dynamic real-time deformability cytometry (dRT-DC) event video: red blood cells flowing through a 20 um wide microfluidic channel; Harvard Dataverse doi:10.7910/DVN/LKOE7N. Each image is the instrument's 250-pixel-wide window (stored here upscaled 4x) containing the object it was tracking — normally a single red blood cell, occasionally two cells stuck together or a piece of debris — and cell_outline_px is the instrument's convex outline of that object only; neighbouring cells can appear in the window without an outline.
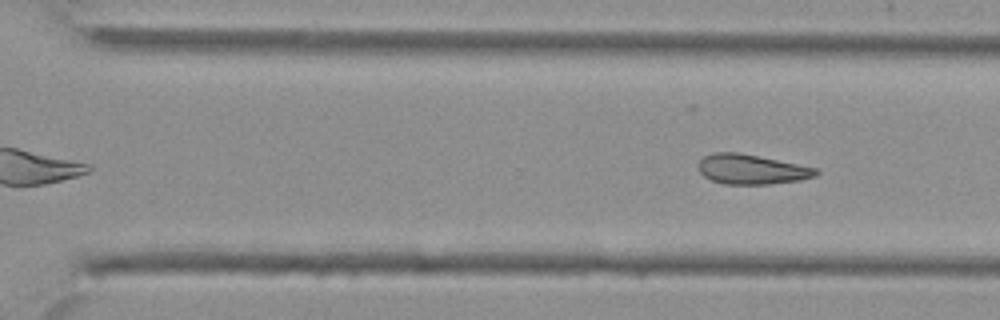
{"species": "Egyptian fruit bat (a non-hibernating species)", "species_latin": "Rousettus aegyptiacus", "temperature_condition": "cold", "stored_images_in_passage": 28, "segment_of_instrument_passage": [2, 2], "camera_frame_rate_fps": 3000, "um_per_image_px": 0.085, "animal": {"sex": "female"}, "frame": {"image": 1, "passage_image": 28, "time_ms": 9.0, "image_size_px": [1000, 320], "cell_outline_px": [[820, 172], [816, 176], [800, 180], [768, 184], [724, 184], [712, 180], [704, 176], [700, 172], [700, 160], [704, 156], [712, 152], [740, 152], [820, 168]], "centroid_in_image_um": [63.94, 14.38], "position_along_channel_um": 306.7, "area_um2": 20.58}}